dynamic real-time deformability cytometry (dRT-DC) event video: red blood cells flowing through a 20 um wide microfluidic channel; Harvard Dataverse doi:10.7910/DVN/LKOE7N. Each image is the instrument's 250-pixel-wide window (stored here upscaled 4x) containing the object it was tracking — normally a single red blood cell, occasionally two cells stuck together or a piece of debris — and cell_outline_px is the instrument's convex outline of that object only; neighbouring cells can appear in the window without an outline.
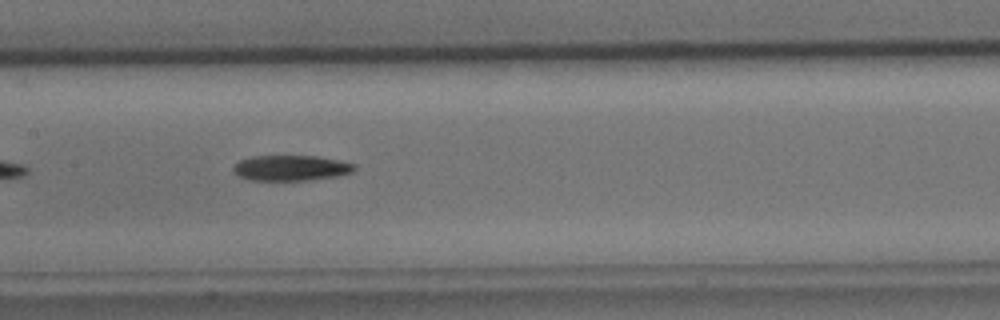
{"species": "common noctule bat (a hibernating species)", "species_latin": "Nyctalus noctula", "temperature_condition": "cold", "stored_images_in_passage": 39, "camera_frame_rate_fps": 3000, "um_per_image_px": 0.085, "animal": {"sex": "male", "body_mass_g": 15.6}, "frame": {"image": 1, "passage_image": 12, "time_ms": 3.667, "image_size_px": [1000, 320], "cell_outline_px": [[356, 168], [352, 172], [340, 176], [312, 180], [248, 180], [232, 172], [232, 168], [240, 160], [252, 156], [320, 156], [340, 160], [356, 164]], "centroid_in_image_um": [24.77, 14.28], "position_along_channel_um": 182.6, "area_um2": 18.21}}
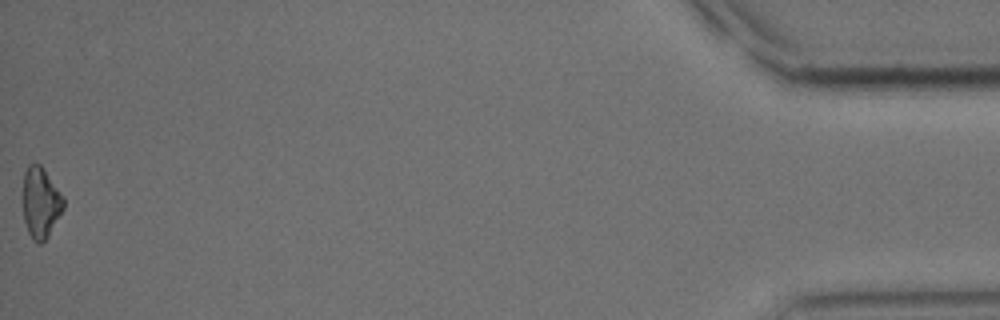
{"frame": {"image": 2, "passage_image": 39, "time_ms": 12.667, "image_size_px": [1000, 320], "cell_outline_px": [[64, 208], [48, 236], [40, 244], [36, 244], [32, 240], [28, 232], [24, 220], [24, 172], [28, 164], [40, 164], [44, 168], [64, 196]], "centroid_in_image_um": [3.48, 17.23], "position_along_channel_um": 431.7, "area_um2": 16.76}, "authors_computed_cell_mechanics": {"area_um2": 18.207, "velocity_mm_per_s": 3.7648, "shape_relaxation_time_tau1_ms": 4.0078, "shape_relaxation_time_tau2_ms": null, "deformation_change_tau1": 0.1263, "deformation_change_tau2": null}}